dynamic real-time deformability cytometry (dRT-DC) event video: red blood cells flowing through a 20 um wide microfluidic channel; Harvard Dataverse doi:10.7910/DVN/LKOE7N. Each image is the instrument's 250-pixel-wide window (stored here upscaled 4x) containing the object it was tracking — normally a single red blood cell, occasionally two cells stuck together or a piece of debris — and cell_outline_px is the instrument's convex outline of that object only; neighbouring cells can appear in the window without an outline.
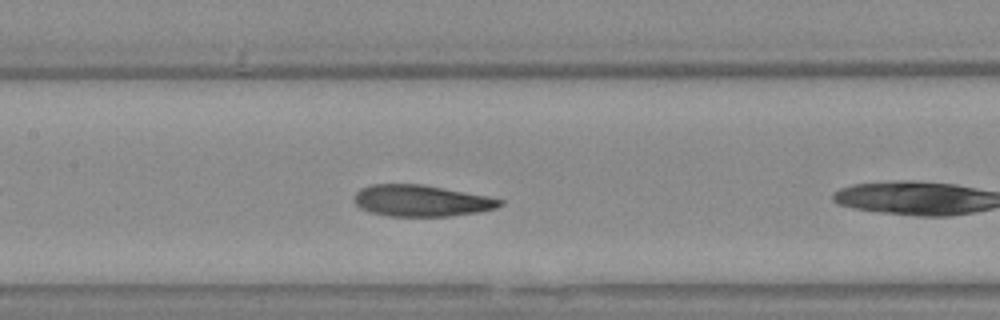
{"species": "Egyptian fruit bat (a non-hibernating species)", "species_latin": "Rousettus aegyptiacus", "temperature_condition": "warm", "stored_images_in_passage": 11, "camera_frame_rate_fps": 3000, "um_per_image_px": 0.085, "animal": {"sex": "female"}, "frame": {"image": 1, "passage_image": 10, "time_ms": 3.0, "image_size_px": [1000, 320], "cell_outline_px": [[504, 204], [496, 208], [476, 212], [448, 216], [388, 216], [368, 212], [360, 208], [352, 200], [352, 196], [360, 188], [372, 184], [420, 184], [488, 196], [504, 200]], "centroid_in_image_um": [35.76, 17.06], "position_along_channel_um": 171.6, "area_um2": 26.76}}